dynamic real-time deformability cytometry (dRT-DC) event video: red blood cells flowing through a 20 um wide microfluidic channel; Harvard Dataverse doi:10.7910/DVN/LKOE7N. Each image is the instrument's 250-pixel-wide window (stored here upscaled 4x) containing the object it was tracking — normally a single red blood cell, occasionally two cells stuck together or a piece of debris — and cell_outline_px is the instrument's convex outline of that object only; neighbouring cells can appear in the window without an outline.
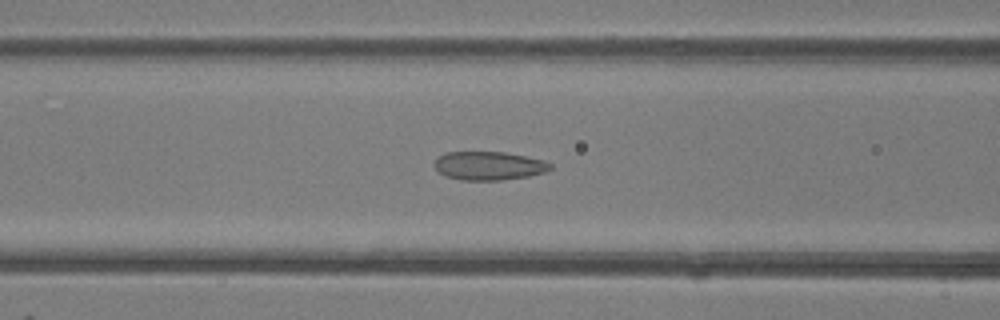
{"species": "common noctule bat (a hibernating species)", "species_latin": "Nyctalus noctula", "temperature_condition": "room temperature", "stored_images_in_passage": 39, "camera_frame_rate_fps": 3000, "um_per_image_px": 0.085, "animal": {"sex": "female"}, "frame": {"image": 1, "passage_image": 20, "time_ms": 6.333, "image_size_px": [1000, 320], "cell_outline_px": [[552, 168], [544, 172], [528, 176], [500, 180], [460, 180], [444, 176], [432, 164], [444, 152], [504, 152], [544, 160], [552, 164]], "centroid_in_image_um": [41.53, 14.09], "position_along_channel_um": 125.1, "area_um2": 19.25}}
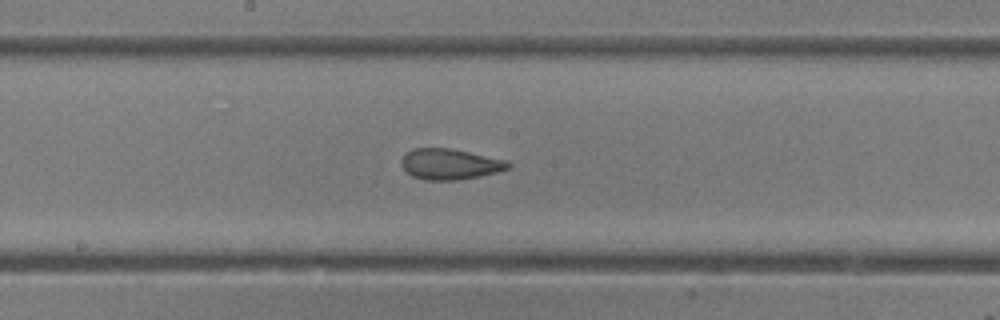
{"frame": {"image": 2, "passage_image": 26, "time_ms": 8.333, "image_size_px": [1000, 320], "cell_outline_px": [[512, 164], [508, 168], [496, 172], [456, 180], [424, 180], [412, 176], [400, 164], [400, 160], [404, 152], [412, 148], [452, 148], [508, 160]], "centroid_in_image_um": [38.2, 13.93], "position_along_channel_um": 210.0, "area_um2": 19.25}}
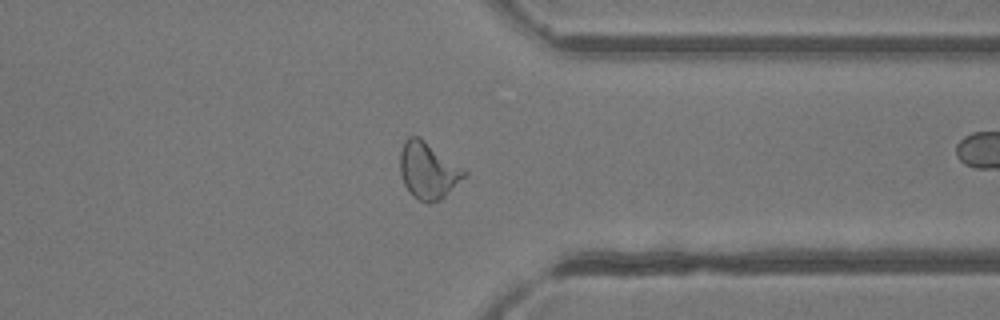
{"frame": {"image": 3, "passage_image": 38, "time_ms": 12.333, "image_size_px": [1000, 320], "cell_outline_px": [[468, 172], [440, 200], [428, 204], [412, 196], [408, 192], [400, 176], [400, 152], [404, 140], [408, 136], [420, 136], [464, 168]], "centroid_in_image_um": [36.35, 14.47], "position_along_channel_um": 375.0, "area_um2": 21.27}}